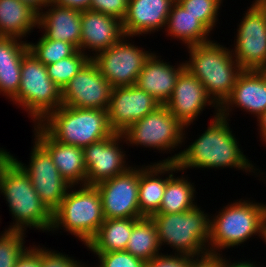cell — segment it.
I'll use <instances>...</instances> for the list:
<instances>
[{"label": "cell", "instance_id": "42", "mask_svg": "<svg viewBox=\"0 0 266 267\" xmlns=\"http://www.w3.org/2000/svg\"><path fill=\"white\" fill-rule=\"evenodd\" d=\"M257 122V130H259L258 134H260V140L262 143L264 142L263 144L266 146V111L257 118Z\"/></svg>", "mask_w": 266, "mask_h": 267}, {"label": "cell", "instance_id": "3", "mask_svg": "<svg viewBox=\"0 0 266 267\" xmlns=\"http://www.w3.org/2000/svg\"><path fill=\"white\" fill-rule=\"evenodd\" d=\"M237 199L210 215L209 255H221L225 249L244 245L251 237L264 240L266 204Z\"/></svg>", "mask_w": 266, "mask_h": 267}, {"label": "cell", "instance_id": "30", "mask_svg": "<svg viewBox=\"0 0 266 267\" xmlns=\"http://www.w3.org/2000/svg\"><path fill=\"white\" fill-rule=\"evenodd\" d=\"M125 250L146 262L162 253L157 228L151 217L140 218L134 223Z\"/></svg>", "mask_w": 266, "mask_h": 267}, {"label": "cell", "instance_id": "4", "mask_svg": "<svg viewBox=\"0 0 266 267\" xmlns=\"http://www.w3.org/2000/svg\"><path fill=\"white\" fill-rule=\"evenodd\" d=\"M186 48L189 54L186 69L203 84L209 98L220 108L243 71L232 49L215 40Z\"/></svg>", "mask_w": 266, "mask_h": 267}, {"label": "cell", "instance_id": "29", "mask_svg": "<svg viewBox=\"0 0 266 267\" xmlns=\"http://www.w3.org/2000/svg\"><path fill=\"white\" fill-rule=\"evenodd\" d=\"M181 172V176L173 174L168 179L159 211L155 214L186 212L197 205L195 185Z\"/></svg>", "mask_w": 266, "mask_h": 267}, {"label": "cell", "instance_id": "7", "mask_svg": "<svg viewBox=\"0 0 266 267\" xmlns=\"http://www.w3.org/2000/svg\"><path fill=\"white\" fill-rule=\"evenodd\" d=\"M104 220L102 200L97 188L71 186L61 205L53 212L51 232L54 234L63 229L86 246Z\"/></svg>", "mask_w": 266, "mask_h": 267}, {"label": "cell", "instance_id": "32", "mask_svg": "<svg viewBox=\"0 0 266 267\" xmlns=\"http://www.w3.org/2000/svg\"><path fill=\"white\" fill-rule=\"evenodd\" d=\"M89 60L88 55L77 50L72 56L47 65L48 76L62 90Z\"/></svg>", "mask_w": 266, "mask_h": 267}, {"label": "cell", "instance_id": "23", "mask_svg": "<svg viewBox=\"0 0 266 267\" xmlns=\"http://www.w3.org/2000/svg\"><path fill=\"white\" fill-rule=\"evenodd\" d=\"M173 172L181 173L177 163L150 162L140 165L138 202L143 217H151L159 211L167 181Z\"/></svg>", "mask_w": 266, "mask_h": 267}, {"label": "cell", "instance_id": "15", "mask_svg": "<svg viewBox=\"0 0 266 267\" xmlns=\"http://www.w3.org/2000/svg\"><path fill=\"white\" fill-rule=\"evenodd\" d=\"M122 142L123 144L126 142L124 136L113 133L106 139L83 148L87 169V186H95L100 182L124 173L133 166L128 165V161L126 162L128 158L126 151L122 149Z\"/></svg>", "mask_w": 266, "mask_h": 267}, {"label": "cell", "instance_id": "44", "mask_svg": "<svg viewBox=\"0 0 266 267\" xmlns=\"http://www.w3.org/2000/svg\"><path fill=\"white\" fill-rule=\"evenodd\" d=\"M193 267H218V255L199 260Z\"/></svg>", "mask_w": 266, "mask_h": 267}, {"label": "cell", "instance_id": "34", "mask_svg": "<svg viewBox=\"0 0 266 267\" xmlns=\"http://www.w3.org/2000/svg\"><path fill=\"white\" fill-rule=\"evenodd\" d=\"M23 231L3 230L0 233V267H14L18 258L28 248Z\"/></svg>", "mask_w": 266, "mask_h": 267}, {"label": "cell", "instance_id": "25", "mask_svg": "<svg viewBox=\"0 0 266 267\" xmlns=\"http://www.w3.org/2000/svg\"><path fill=\"white\" fill-rule=\"evenodd\" d=\"M28 41L16 37H0V94L11 102L17 95L21 65L28 51Z\"/></svg>", "mask_w": 266, "mask_h": 267}, {"label": "cell", "instance_id": "1", "mask_svg": "<svg viewBox=\"0 0 266 267\" xmlns=\"http://www.w3.org/2000/svg\"><path fill=\"white\" fill-rule=\"evenodd\" d=\"M230 119L218 114L211 118L208 127L198 135L194 142H191L185 149L178 153L171 154V157L157 161V163H177L179 170L186 172L187 169H226L234 168L247 173H254V176L262 175L261 180L266 181L265 172L253 165L244 155L239 145V140L229 126ZM257 173V174H256ZM265 174V176H263Z\"/></svg>", "mask_w": 266, "mask_h": 267}, {"label": "cell", "instance_id": "18", "mask_svg": "<svg viewBox=\"0 0 266 267\" xmlns=\"http://www.w3.org/2000/svg\"><path fill=\"white\" fill-rule=\"evenodd\" d=\"M123 36L122 21L118 18L91 10L81 12L80 51L90 59L117 43Z\"/></svg>", "mask_w": 266, "mask_h": 267}, {"label": "cell", "instance_id": "16", "mask_svg": "<svg viewBox=\"0 0 266 267\" xmlns=\"http://www.w3.org/2000/svg\"><path fill=\"white\" fill-rule=\"evenodd\" d=\"M184 127V143L187 128L195 123L207 106L214 107V117L219 114V108L205 92L203 84L185 69L178 77L174 90L169 100L164 104ZM186 131V132H185Z\"/></svg>", "mask_w": 266, "mask_h": 267}, {"label": "cell", "instance_id": "22", "mask_svg": "<svg viewBox=\"0 0 266 267\" xmlns=\"http://www.w3.org/2000/svg\"><path fill=\"white\" fill-rule=\"evenodd\" d=\"M157 54L152 52L147 58L135 85L164 105L171 97L177 79L186 67L185 62L175 63L173 66Z\"/></svg>", "mask_w": 266, "mask_h": 267}, {"label": "cell", "instance_id": "39", "mask_svg": "<svg viewBox=\"0 0 266 267\" xmlns=\"http://www.w3.org/2000/svg\"><path fill=\"white\" fill-rule=\"evenodd\" d=\"M14 267H41V247L30 245L18 258Z\"/></svg>", "mask_w": 266, "mask_h": 267}, {"label": "cell", "instance_id": "9", "mask_svg": "<svg viewBox=\"0 0 266 267\" xmlns=\"http://www.w3.org/2000/svg\"><path fill=\"white\" fill-rule=\"evenodd\" d=\"M184 127L165 105H160L136 121L122 135L128 146H143L160 153L171 154L184 144Z\"/></svg>", "mask_w": 266, "mask_h": 267}, {"label": "cell", "instance_id": "10", "mask_svg": "<svg viewBox=\"0 0 266 267\" xmlns=\"http://www.w3.org/2000/svg\"><path fill=\"white\" fill-rule=\"evenodd\" d=\"M130 38L124 35L117 43L91 58L113 88L135 85L144 63L152 53L134 45L129 41Z\"/></svg>", "mask_w": 266, "mask_h": 267}, {"label": "cell", "instance_id": "11", "mask_svg": "<svg viewBox=\"0 0 266 267\" xmlns=\"http://www.w3.org/2000/svg\"><path fill=\"white\" fill-rule=\"evenodd\" d=\"M28 165L4 149L28 174L41 201L53 213L71 185L59 173L48 151L34 138Z\"/></svg>", "mask_w": 266, "mask_h": 267}, {"label": "cell", "instance_id": "20", "mask_svg": "<svg viewBox=\"0 0 266 267\" xmlns=\"http://www.w3.org/2000/svg\"><path fill=\"white\" fill-rule=\"evenodd\" d=\"M176 0H129L127 14L122 21L124 35L145 36L165 30L171 7Z\"/></svg>", "mask_w": 266, "mask_h": 267}, {"label": "cell", "instance_id": "27", "mask_svg": "<svg viewBox=\"0 0 266 267\" xmlns=\"http://www.w3.org/2000/svg\"><path fill=\"white\" fill-rule=\"evenodd\" d=\"M164 31L166 36L180 41L186 47L212 41L211 32L176 1L171 7Z\"/></svg>", "mask_w": 266, "mask_h": 267}, {"label": "cell", "instance_id": "36", "mask_svg": "<svg viewBox=\"0 0 266 267\" xmlns=\"http://www.w3.org/2000/svg\"><path fill=\"white\" fill-rule=\"evenodd\" d=\"M75 259L65 252L41 247V267H86V263Z\"/></svg>", "mask_w": 266, "mask_h": 267}, {"label": "cell", "instance_id": "13", "mask_svg": "<svg viewBox=\"0 0 266 267\" xmlns=\"http://www.w3.org/2000/svg\"><path fill=\"white\" fill-rule=\"evenodd\" d=\"M112 89L90 59L62 89V105L107 110Z\"/></svg>", "mask_w": 266, "mask_h": 267}, {"label": "cell", "instance_id": "21", "mask_svg": "<svg viewBox=\"0 0 266 267\" xmlns=\"http://www.w3.org/2000/svg\"><path fill=\"white\" fill-rule=\"evenodd\" d=\"M33 127L32 137L48 151L63 178L71 186L86 185L87 169L83 148L55 141L39 124Z\"/></svg>", "mask_w": 266, "mask_h": 267}, {"label": "cell", "instance_id": "8", "mask_svg": "<svg viewBox=\"0 0 266 267\" xmlns=\"http://www.w3.org/2000/svg\"><path fill=\"white\" fill-rule=\"evenodd\" d=\"M20 76L18 93L11 102L28 114L33 125L39 124L62 105V90L49 78L46 65L29 50L23 56Z\"/></svg>", "mask_w": 266, "mask_h": 267}, {"label": "cell", "instance_id": "19", "mask_svg": "<svg viewBox=\"0 0 266 267\" xmlns=\"http://www.w3.org/2000/svg\"><path fill=\"white\" fill-rule=\"evenodd\" d=\"M237 108L251 113L256 119L266 111V82L258 71H242L230 97L219 108V114L229 119Z\"/></svg>", "mask_w": 266, "mask_h": 267}, {"label": "cell", "instance_id": "24", "mask_svg": "<svg viewBox=\"0 0 266 267\" xmlns=\"http://www.w3.org/2000/svg\"><path fill=\"white\" fill-rule=\"evenodd\" d=\"M81 12L50 2L39 13L38 29H42L48 39L71 43L80 50Z\"/></svg>", "mask_w": 266, "mask_h": 267}, {"label": "cell", "instance_id": "47", "mask_svg": "<svg viewBox=\"0 0 266 267\" xmlns=\"http://www.w3.org/2000/svg\"><path fill=\"white\" fill-rule=\"evenodd\" d=\"M266 244V223H265V227H264V240H263ZM266 267V266H265Z\"/></svg>", "mask_w": 266, "mask_h": 267}, {"label": "cell", "instance_id": "38", "mask_svg": "<svg viewBox=\"0 0 266 267\" xmlns=\"http://www.w3.org/2000/svg\"><path fill=\"white\" fill-rule=\"evenodd\" d=\"M199 260L187 255L164 252L146 263V267H193Z\"/></svg>", "mask_w": 266, "mask_h": 267}, {"label": "cell", "instance_id": "28", "mask_svg": "<svg viewBox=\"0 0 266 267\" xmlns=\"http://www.w3.org/2000/svg\"><path fill=\"white\" fill-rule=\"evenodd\" d=\"M140 218L105 219L96 235L86 245L92 253H107L126 249L134 223Z\"/></svg>", "mask_w": 266, "mask_h": 267}, {"label": "cell", "instance_id": "14", "mask_svg": "<svg viewBox=\"0 0 266 267\" xmlns=\"http://www.w3.org/2000/svg\"><path fill=\"white\" fill-rule=\"evenodd\" d=\"M237 27L232 54L243 70L257 71L266 65V24L253 3Z\"/></svg>", "mask_w": 266, "mask_h": 267}, {"label": "cell", "instance_id": "17", "mask_svg": "<svg viewBox=\"0 0 266 267\" xmlns=\"http://www.w3.org/2000/svg\"><path fill=\"white\" fill-rule=\"evenodd\" d=\"M160 105L157 99L136 85L114 87L107 108L110 128L114 133L122 134Z\"/></svg>", "mask_w": 266, "mask_h": 267}, {"label": "cell", "instance_id": "31", "mask_svg": "<svg viewBox=\"0 0 266 267\" xmlns=\"http://www.w3.org/2000/svg\"><path fill=\"white\" fill-rule=\"evenodd\" d=\"M36 42H27L28 50L46 66L72 56L78 50L71 43L50 40L44 34Z\"/></svg>", "mask_w": 266, "mask_h": 267}, {"label": "cell", "instance_id": "33", "mask_svg": "<svg viewBox=\"0 0 266 267\" xmlns=\"http://www.w3.org/2000/svg\"><path fill=\"white\" fill-rule=\"evenodd\" d=\"M224 0H176L187 12L197 19L211 32L219 21V11ZM222 5V6H221Z\"/></svg>", "mask_w": 266, "mask_h": 267}, {"label": "cell", "instance_id": "26", "mask_svg": "<svg viewBox=\"0 0 266 267\" xmlns=\"http://www.w3.org/2000/svg\"><path fill=\"white\" fill-rule=\"evenodd\" d=\"M39 14L20 0H0V37L26 40L36 27Z\"/></svg>", "mask_w": 266, "mask_h": 267}, {"label": "cell", "instance_id": "12", "mask_svg": "<svg viewBox=\"0 0 266 267\" xmlns=\"http://www.w3.org/2000/svg\"><path fill=\"white\" fill-rule=\"evenodd\" d=\"M140 166H131L124 173L95 185L105 219L143 218L139 210L138 187Z\"/></svg>", "mask_w": 266, "mask_h": 267}, {"label": "cell", "instance_id": "45", "mask_svg": "<svg viewBox=\"0 0 266 267\" xmlns=\"http://www.w3.org/2000/svg\"><path fill=\"white\" fill-rule=\"evenodd\" d=\"M262 13L266 24V0H254L252 2Z\"/></svg>", "mask_w": 266, "mask_h": 267}, {"label": "cell", "instance_id": "46", "mask_svg": "<svg viewBox=\"0 0 266 267\" xmlns=\"http://www.w3.org/2000/svg\"><path fill=\"white\" fill-rule=\"evenodd\" d=\"M266 82V65L257 70Z\"/></svg>", "mask_w": 266, "mask_h": 267}, {"label": "cell", "instance_id": "43", "mask_svg": "<svg viewBox=\"0 0 266 267\" xmlns=\"http://www.w3.org/2000/svg\"><path fill=\"white\" fill-rule=\"evenodd\" d=\"M33 8L38 14L51 2V0H20Z\"/></svg>", "mask_w": 266, "mask_h": 267}, {"label": "cell", "instance_id": "40", "mask_svg": "<svg viewBox=\"0 0 266 267\" xmlns=\"http://www.w3.org/2000/svg\"><path fill=\"white\" fill-rule=\"evenodd\" d=\"M229 259V260H228ZM226 258L225 255L221 254V255H218V267H264L263 265H260V264H256V261H252L251 262V259L249 260H241L240 261H231L230 258Z\"/></svg>", "mask_w": 266, "mask_h": 267}, {"label": "cell", "instance_id": "41", "mask_svg": "<svg viewBox=\"0 0 266 267\" xmlns=\"http://www.w3.org/2000/svg\"><path fill=\"white\" fill-rule=\"evenodd\" d=\"M51 3L84 11L89 10L91 0H51Z\"/></svg>", "mask_w": 266, "mask_h": 267}, {"label": "cell", "instance_id": "2", "mask_svg": "<svg viewBox=\"0 0 266 267\" xmlns=\"http://www.w3.org/2000/svg\"><path fill=\"white\" fill-rule=\"evenodd\" d=\"M0 195L13 220L6 230L51 231L53 213L41 201L28 174L4 149L0 152Z\"/></svg>", "mask_w": 266, "mask_h": 267}, {"label": "cell", "instance_id": "37", "mask_svg": "<svg viewBox=\"0 0 266 267\" xmlns=\"http://www.w3.org/2000/svg\"><path fill=\"white\" fill-rule=\"evenodd\" d=\"M129 5V0H91L89 10L100 12L120 21L125 19Z\"/></svg>", "mask_w": 266, "mask_h": 267}, {"label": "cell", "instance_id": "35", "mask_svg": "<svg viewBox=\"0 0 266 267\" xmlns=\"http://www.w3.org/2000/svg\"><path fill=\"white\" fill-rule=\"evenodd\" d=\"M93 254L97 256L98 263L91 267H146L147 263L126 250Z\"/></svg>", "mask_w": 266, "mask_h": 267}, {"label": "cell", "instance_id": "5", "mask_svg": "<svg viewBox=\"0 0 266 267\" xmlns=\"http://www.w3.org/2000/svg\"><path fill=\"white\" fill-rule=\"evenodd\" d=\"M204 212L196 205L186 212L153 214L161 249L168 245L175 254L209 258L210 214Z\"/></svg>", "mask_w": 266, "mask_h": 267}, {"label": "cell", "instance_id": "6", "mask_svg": "<svg viewBox=\"0 0 266 267\" xmlns=\"http://www.w3.org/2000/svg\"><path fill=\"white\" fill-rule=\"evenodd\" d=\"M39 125L55 140L84 148L111 136L107 110L61 105Z\"/></svg>", "mask_w": 266, "mask_h": 267}]
</instances>
